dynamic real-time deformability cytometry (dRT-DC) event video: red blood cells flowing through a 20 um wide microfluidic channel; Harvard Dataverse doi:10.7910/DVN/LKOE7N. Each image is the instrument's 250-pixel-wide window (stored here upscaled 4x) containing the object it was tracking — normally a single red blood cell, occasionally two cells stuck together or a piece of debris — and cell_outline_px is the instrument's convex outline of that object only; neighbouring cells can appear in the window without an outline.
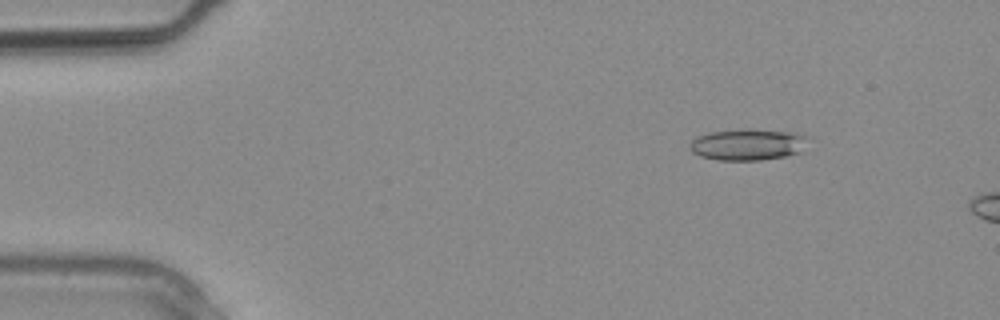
{"species": "common noctule bat (a hibernating species)", "species_latin": "Nyctalus noctula", "temperature_condition": "warm", "stored_images_in_passage": 2, "camera_frame_rate_fps": 3000, "um_per_image_px": 0.085, "animal": {"sex": "male", "body_mass_g": 20.4}, "frame": {"image": 1, "passage_image": 1, "time_ms": 0.0, "image_size_px": [1000, 320], "cell_outline_px": [[812, 136], [800, 152], [784, 156], [760, 160], [716, 160], [700, 156], [692, 152], [688, 148], [688, 144], [696, 136], [708, 132], [748, 128], [796, 132]], "centroid_in_image_um": [63.57, 12.26], "position_along_channel_um": 21.4, "area_um2": 22.2}}